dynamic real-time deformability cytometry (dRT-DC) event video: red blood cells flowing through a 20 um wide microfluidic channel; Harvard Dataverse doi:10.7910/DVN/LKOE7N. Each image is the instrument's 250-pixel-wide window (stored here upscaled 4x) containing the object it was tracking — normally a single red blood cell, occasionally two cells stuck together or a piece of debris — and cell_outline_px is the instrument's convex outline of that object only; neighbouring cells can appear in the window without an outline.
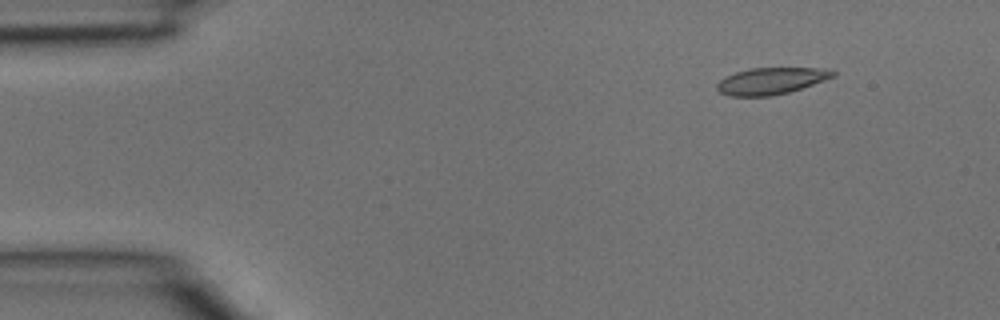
{"species": "common noctule bat (a hibernating species)", "species_latin": "Nyctalus noctula", "temperature_condition": "room temperature", "stored_images_in_passage": 39, "camera_frame_rate_fps": 3000, "um_per_image_px": 0.085, "animal": {"sex": "male", "body_mass_g": 15.6}, "frame": {"image": 1, "passage_image": 5, "time_ms": 1.333, "image_size_px": [1000, 320], "cell_outline_px": [[836, 76], [788, 92], [772, 96], [728, 96], [720, 92], [716, 88], [716, 84], [724, 76], [748, 68], [828, 68], [836, 72]], "centroid_in_image_um": [65.52, 6.87], "position_along_channel_um": 19.5, "area_um2": 18.09}}
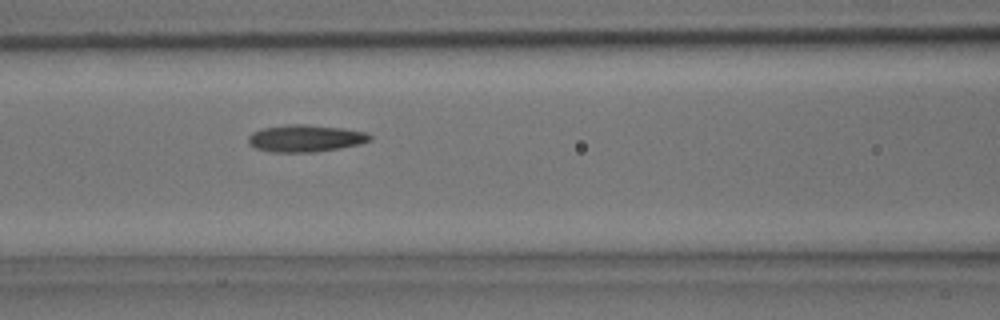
{"frame": {"image": 2, "passage_image": 17, "time_ms": 5.333, "image_size_px": [1000, 320], "cell_outline_px": [[372, 140], [360, 144], [316, 152], [272, 152], [256, 148], [248, 144], [248, 136], [252, 132], [264, 128], [288, 124], [304, 124], [344, 128], [368, 132], [372, 136]], "centroid_in_image_um": [25.98, 11.75], "position_along_channel_um": 140.6, "area_um2": 19.31}}
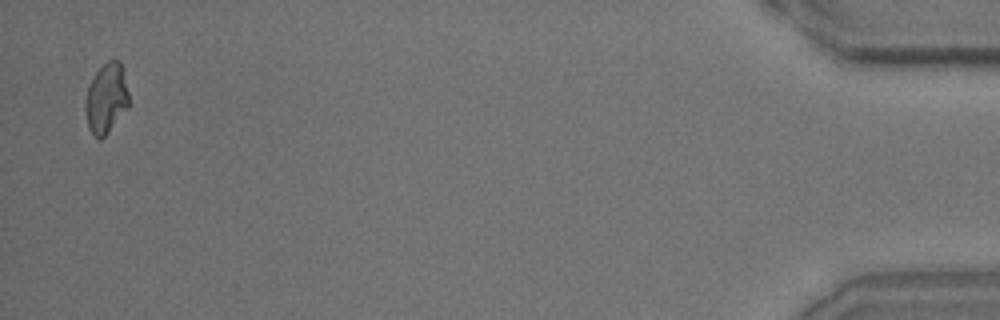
{"frame": {"image": 3, "passage_image": 39, "time_ms": 12.667, "image_size_px": [1000, 320], "cell_outline_px": [[128, 108], [108, 132], [100, 140], [96, 140], [92, 136], [88, 128], [84, 108], [88, 84], [96, 72], [108, 60], [120, 60], [128, 92]], "centroid_in_image_um": [9.0, 8.4], "position_along_channel_um": 426.2, "area_um2": 17.86}}